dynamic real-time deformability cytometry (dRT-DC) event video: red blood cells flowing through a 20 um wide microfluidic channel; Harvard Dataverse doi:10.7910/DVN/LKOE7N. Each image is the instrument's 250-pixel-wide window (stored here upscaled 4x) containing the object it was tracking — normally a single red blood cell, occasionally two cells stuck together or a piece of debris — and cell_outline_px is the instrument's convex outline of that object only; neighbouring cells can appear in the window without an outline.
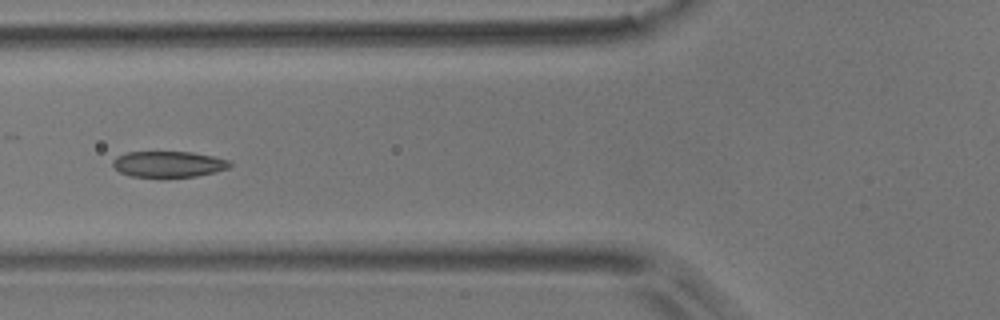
{"species": "common noctule bat (a hibernating species)", "species_latin": "Nyctalus noctula", "temperature_condition": "room temperature", "stored_images_in_passage": 7, "camera_frame_rate_fps": 3000, "um_per_image_px": 0.085, "animal": {"sex": "male", "body_mass_g": 17.9}, "frame": {"image": 1, "passage_image": 5, "time_ms": 1.333, "image_size_px": [1000, 320], "cell_outline_px": [[232, 164], [228, 168], [216, 172], [196, 176], [160, 180], [132, 176], [120, 172], [112, 164], [112, 160], [116, 156], [124, 152], [192, 152], [212, 156], [228, 160]], "centroid_in_image_um": [14.29, 13.99], "position_along_channel_um": 111.5, "area_um2": 18.44}}
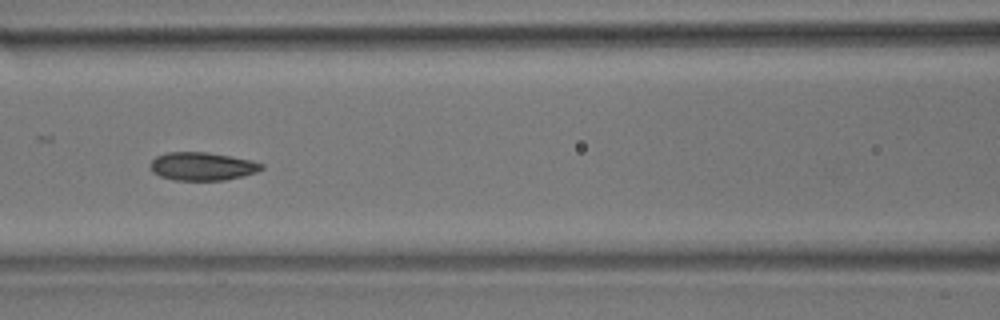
{"frame": {"image": 2, "passage_image": 6, "time_ms": 1.667, "image_size_px": [1000, 320], "cell_outline_px": [[264, 168], [256, 172], [244, 176], [224, 180], [172, 180], [160, 176], [152, 172], [148, 164], [156, 156], [168, 152], [208, 152], [252, 160], [264, 164]], "centroid_in_image_um": [17.18, 14.14], "position_along_channel_um": 149.4, "area_um2": 18.44}}
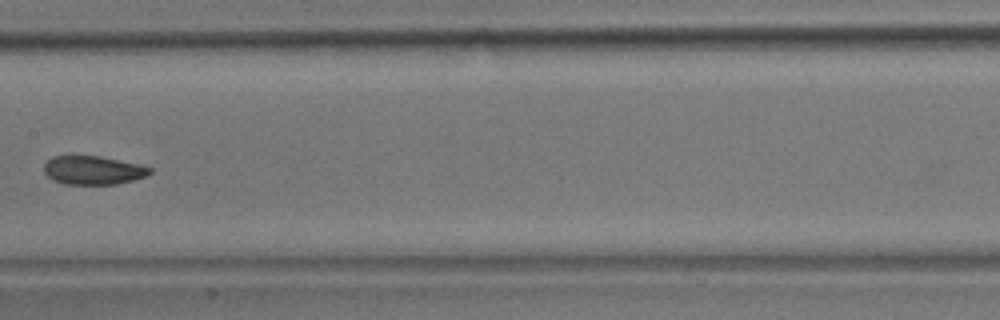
{"frame": {"image": 3, "passage_image": 7, "time_ms": 2.0, "image_size_px": [1000, 320], "cell_outline_px": [[152, 172], [148, 176], [116, 184], [64, 184], [52, 180], [44, 172], [44, 164], [52, 156], [72, 152], [100, 156], [136, 164], [152, 168]], "centroid_in_image_um": [7.84, 14.42], "position_along_channel_um": 199.6, "area_um2": 18.26}}